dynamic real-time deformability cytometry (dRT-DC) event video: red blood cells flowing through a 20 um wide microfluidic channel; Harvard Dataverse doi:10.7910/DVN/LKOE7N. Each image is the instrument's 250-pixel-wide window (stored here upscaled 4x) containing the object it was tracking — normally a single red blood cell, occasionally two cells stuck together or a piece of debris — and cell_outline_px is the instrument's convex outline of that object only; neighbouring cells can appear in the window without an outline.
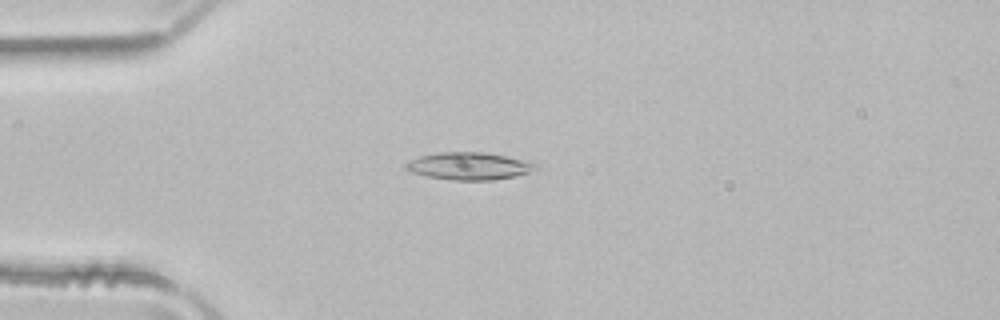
{"species": "common noctule bat (a hibernating species)", "species_latin": "Nyctalus noctula", "temperature_condition": "room temperature", "stored_images_in_passage": 50, "camera_frame_rate_fps": 3000, "um_per_image_px": 0.085, "animal": {"sex": "male", "body_mass_g": 21.5, "forearm_length_mm": 52.0}, "frame": {"image": 1, "passage_image": 13, "time_ms": 4.0, "image_size_px": [1000, 320], "cell_outline_px": [[536, 168], [528, 172], [516, 176], [492, 180], [452, 180], [428, 176], [412, 172], [404, 168], [404, 164], [420, 156], [440, 152], [484, 152], [532, 160], [536, 164]], "centroid_in_image_um": [39.92, 14.1], "position_along_channel_um": 45.1, "area_um2": 20.75}}
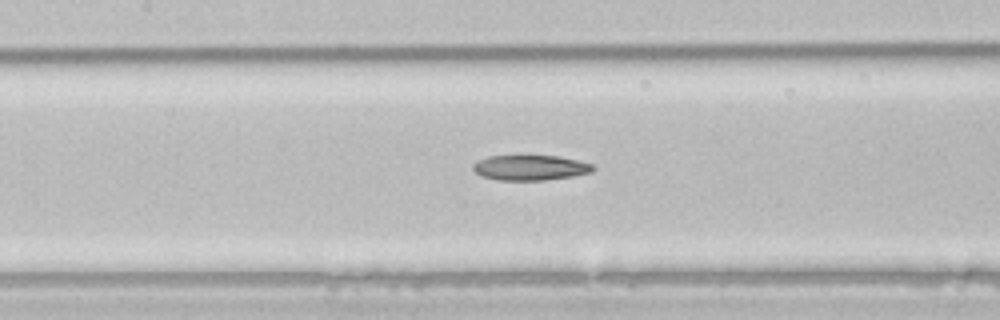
{"frame": {"image": 2, "passage_image": 23, "time_ms": 7.333, "image_size_px": [1000, 320], "cell_outline_px": [[596, 168], [592, 172], [572, 176], [544, 180], [500, 180], [480, 176], [472, 168], [472, 164], [488, 156], [556, 156], [576, 160], [592, 164]], "centroid_in_image_um": [45.06, 14.26], "position_along_channel_um": 162.3, "area_um2": 17.46}}
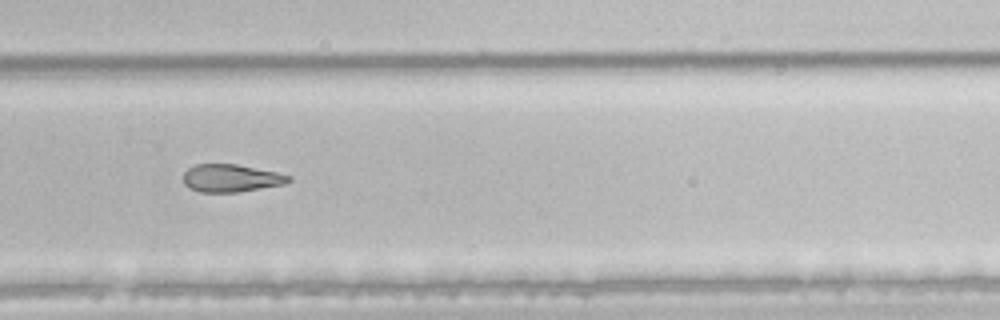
{"frame": {"image": 3, "passage_image": 34, "time_ms": 11.0, "image_size_px": [1000, 320], "cell_outline_px": [[292, 180], [284, 184], [236, 192], [200, 192], [188, 188], [184, 184], [184, 172], [188, 168], [196, 164], [236, 164], [276, 172], [292, 176]], "centroid_in_image_um": [19.62, 15.14], "position_along_channel_um": 310.2, "area_um2": 16.94}, "authors_computed_cell_mechanics": {"area_um2": 19.5075, "velocity_mm_per_s": 4.057, "shape_relaxation_time_tau1_ms": 7.692, "shape_relaxation_time_tau2_ms": null, "deformation_change_tau1": 0.1777, "deformation_change_tau2": null}}